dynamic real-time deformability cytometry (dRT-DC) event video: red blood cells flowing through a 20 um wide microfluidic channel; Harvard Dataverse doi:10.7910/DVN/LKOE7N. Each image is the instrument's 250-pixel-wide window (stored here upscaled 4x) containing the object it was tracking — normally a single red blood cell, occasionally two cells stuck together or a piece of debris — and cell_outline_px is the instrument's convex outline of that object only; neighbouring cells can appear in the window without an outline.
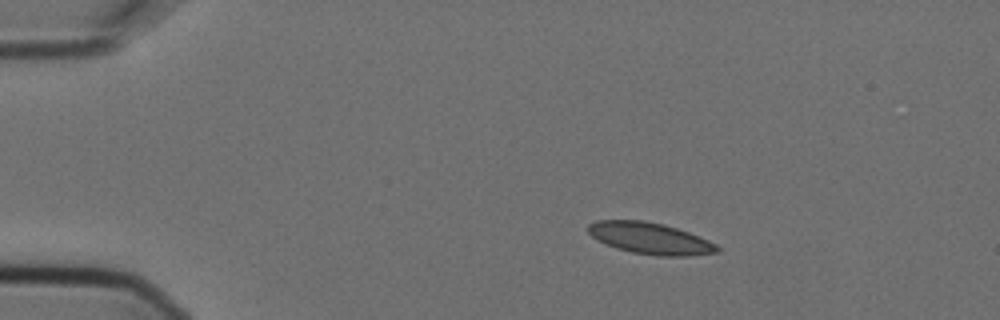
{"species": "Egyptian fruit bat (a non-hibernating species)", "species_latin": "Rousettus aegyptiacus", "temperature_condition": "cold", "stored_images_in_passage": 4, "camera_frame_rate_fps": 3000, "um_per_image_px": 0.085, "animal": {"sex": "female"}, "frame": {"image": 1, "passage_image": 2, "time_ms": 0.333, "image_size_px": [1000, 320], "cell_outline_px": [[720, 252], [688, 256], [656, 256], [632, 252], [616, 248], [604, 244], [596, 240], [588, 232], [588, 224], [596, 220], [644, 220], [664, 224], [688, 232], [708, 240], [716, 244], [720, 248]], "centroid_in_image_um": [55.24, 20.26], "position_along_channel_um": 29.8, "area_um2": 23.87}}